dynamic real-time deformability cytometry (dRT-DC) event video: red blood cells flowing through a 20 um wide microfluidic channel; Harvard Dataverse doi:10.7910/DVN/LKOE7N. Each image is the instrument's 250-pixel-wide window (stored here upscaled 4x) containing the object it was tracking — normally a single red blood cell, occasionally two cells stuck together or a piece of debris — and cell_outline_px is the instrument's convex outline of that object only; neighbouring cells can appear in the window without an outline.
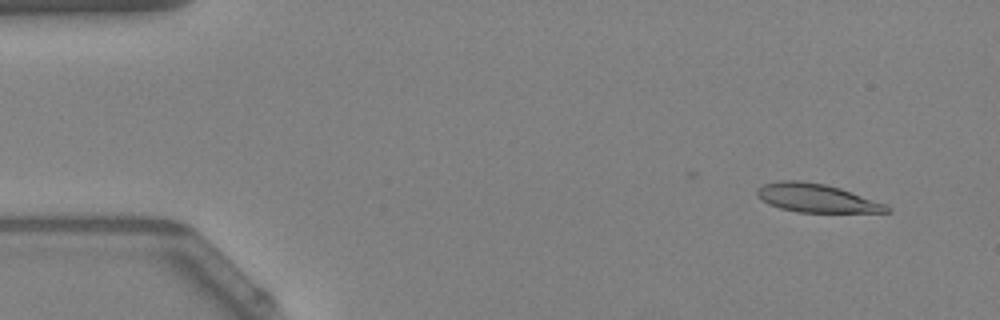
{"species": "Egyptian fruit bat (a non-hibernating species)", "species_latin": "Rousettus aegyptiacus", "temperature_condition": "warm", "stored_images_in_passage": 52, "camera_frame_rate_fps": 3000, "um_per_image_px": 0.085, "animal": {"sex": "female"}, "frame": {"image": 1, "passage_image": 4, "time_ms": 1.0, "image_size_px": [1000, 320], "cell_outline_px": [[892, 212], [796, 212], [780, 208], [768, 204], [760, 200], [756, 196], [756, 188], [764, 184], [776, 180], [800, 180], [824, 184], [840, 188], [884, 204], [892, 208]], "centroid_in_image_um": [69.32, 16.83], "position_along_channel_um": 15.7, "area_um2": 21.56}}
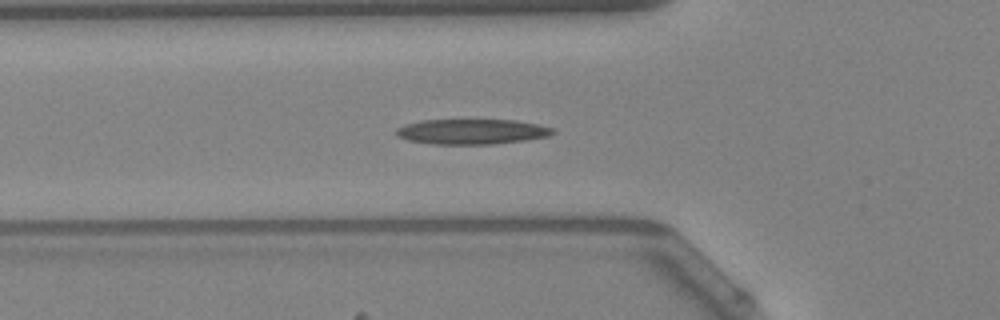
{"frame": {"image": 2, "passage_image": 18, "time_ms": 5.667, "image_size_px": [1000, 320], "cell_outline_px": [[556, 132], [548, 136], [524, 140], [492, 144], [432, 144], [408, 140], [400, 136], [396, 132], [396, 128], [404, 124], [420, 120], [516, 120], [556, 128]], "centroid_in_image_um": [40.12, 11.18], "position_along_channel_um": 85.7, "area_um2": 22.95}}
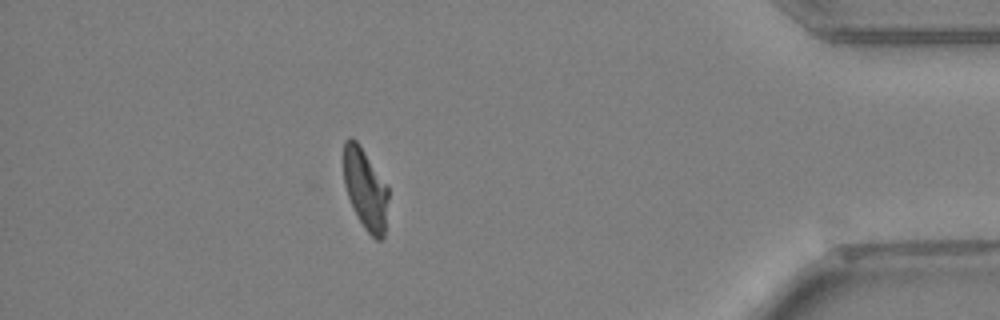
{"frame": {"image": 3, "passage_image": 46, "time_ms": 15.0, "image_size_px": [1000, 320], "cell_outline_px": [[388, 200], [384, 236], [380, 240], [376, 240], [364, 228], [348, 196], [344, 184], [344, 140], [348, 136], [352, 136], [360, 144], [388, 188]], "centroid_in_image_um": [31.05, 16.03], "position_along_channel_um": 404.2, "area_um2": 20.81}, "authors_computed_cell_mechanics": {"area_um2": 22.0218, "velocity_mm_per_s": 3.8944, "shape_relaxation_time_tau1_ms": null, "shape_relaxation_time_tau2_ms": 5.2425, "deformation_change_tau1": null, "deformation_change_tau2": 0.1489}}